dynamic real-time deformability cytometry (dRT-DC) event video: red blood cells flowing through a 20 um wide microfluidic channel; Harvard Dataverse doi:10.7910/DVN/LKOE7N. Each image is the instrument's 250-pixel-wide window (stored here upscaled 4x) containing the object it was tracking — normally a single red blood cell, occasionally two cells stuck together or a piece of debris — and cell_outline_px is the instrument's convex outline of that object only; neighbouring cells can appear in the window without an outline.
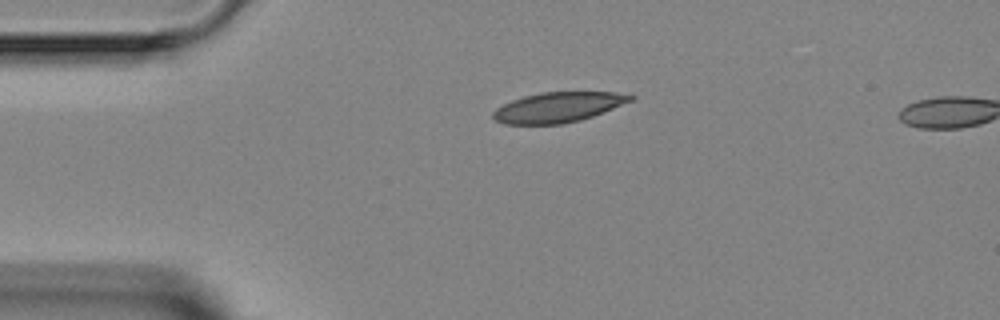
{"species": "Egyptian fruit bat (a non-hibernating species)", "species_latin": "Rousettus aegyptiacus", "temperature_condition": "room temperature", "stored_images_in_passage": 2, "segment_of_instrument_passage": [1, 2], "camera_frame_rate_fps": 3000, "um_per_image_px": 0.085, "animal": {"sex": "female"}, "frame": {"image": 1, "passage_image": 1, "time_ms": 0.0, "image_size_px": [1000, 320], "cell_outline_px": [[636, 96], [632, 100], [604, 112], [580, 120], [564, 124], [504, 124], [492, 120], [492, 112], [496, 108], [512, 100], [524, 96], [540, 92], [616, 92]], "centroid_in_image_um": [47.4, 9.12], "position_along_channel_um": 37.6, "area_um2": 24.16}}